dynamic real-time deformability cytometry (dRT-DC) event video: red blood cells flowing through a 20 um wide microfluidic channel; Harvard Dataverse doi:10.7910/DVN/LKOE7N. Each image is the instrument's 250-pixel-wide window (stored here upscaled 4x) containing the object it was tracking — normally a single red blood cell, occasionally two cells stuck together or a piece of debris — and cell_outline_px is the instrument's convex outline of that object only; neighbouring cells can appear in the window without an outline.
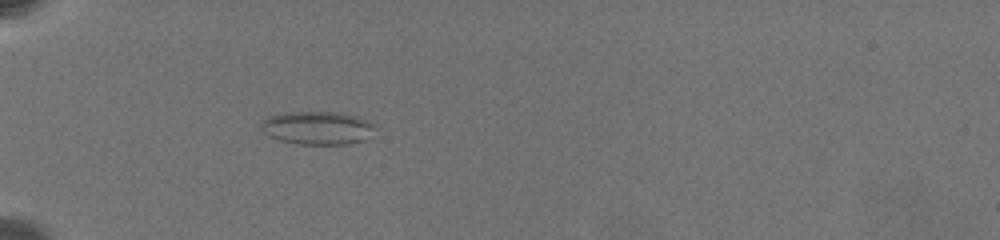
{"species": "common noctule bat (a hibernating species)", "species_latin": "Nyctalus noctula", "temperature_condition": "warm", "stored_images_in_passage": 29, "camera_frame_rate_fps": 3000, "um_per_image_px": 0.085, "animal": {"sex": "female", "body_mass_g": 19.5, "forearm_length_mm": 54.1}, "frame": {"image": 1, "passage_image": 1, "time_ms": 0.0, "image_size_px": [1000, 240], "cell_outline_px": [[376, 124], [364, 140], [348, 144], [300, 144], [280, 140], [268, 136], [260, 128], [260, 124], [268, 116], [284, 112], [336, 112], [356, 116], [368, 120]], "centroid_in_image_um": [26.94, 10.86], "position_along_channel_um": 58.1, "area_um2": 21.96}}
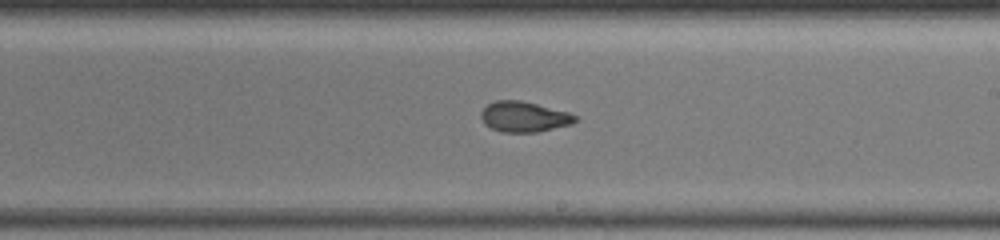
{"frame": {"image": 2, "passage_image": 14, "time_ms": 6.0, "image_size_px": [1000, 240], "cell_outline_px": [[580, 120], [572, 124], [536, 132], [500, 132], [484, 124], [480, 116], [480, 112], [488, 104], [496, 100], [520, 100], [568, 112], [580, 116]], "centroid_in_image_um": [44.57, 9.93], "position_along_channel_um": 244.4, "area_um2": 16.82}}
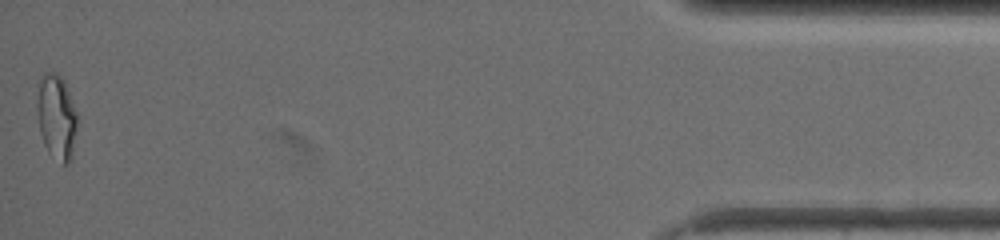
{"frame": {"image": 3, "passage_image": 29, "time_ms": 13.667, "image_size_px": [1000, 240], "cell_outline_px": [[76, 124], [72, 160], [68, 164], [64, 164], [48, 152], [44, 144], [40, 132], [36, 108], [36, 104], [40, 80], [44, 72], [56, 72], [64, 80], [76, 112]], "centroid_in_image_um": [4.79, 9.93], "position_along_channel_um": 430.4, "area_um2": 19.71}, "authors_computed_cell_mechanics": {"area_um2": 17.4556, "velocity_mm_per_s": 3.4255, "shape_relaxation_time_tau1_ms": null, "shape_relaxation_time_tau2_ms": 1.683, "deformation_change_tau1": null, "deformation_change_tau2": 0.0806}}